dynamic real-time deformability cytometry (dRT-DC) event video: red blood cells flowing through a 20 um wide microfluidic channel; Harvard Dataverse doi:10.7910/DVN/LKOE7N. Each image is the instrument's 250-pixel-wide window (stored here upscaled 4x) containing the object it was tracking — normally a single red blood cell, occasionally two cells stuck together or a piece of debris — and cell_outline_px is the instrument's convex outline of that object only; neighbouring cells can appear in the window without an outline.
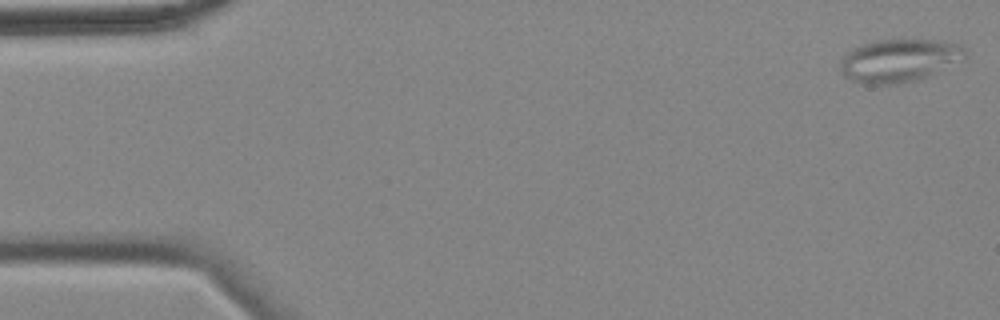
{"species": "common noctule bat (a hibernating species)", "species_latin": "Nyctalus noctula", "temperature_condition": "cold", "stored_images_in_passage": 6, "camera_frame_rate_fps": 3000, "um_per_image_px": 0.085, "animal": {"sex": "female", "body_mass_g": 18.4}, "frame": {"image": 1, "passage_image": 1, "time_ms": 0.0, "image_size_px": [1000, 320], "cell_outline_px": [[964, 56], [928, 76], [920, 80], [900, 84], [864, 84], [852, 80], [844, 76], [840, 68], [840, 60], [848, 52], [864, 44], [880, 40], [936, 40], [964, 44]], "centroid_in_image_um": [76.39, 5.15], "position_along_channel_um": 8.6, "area_um2": 30.75}}